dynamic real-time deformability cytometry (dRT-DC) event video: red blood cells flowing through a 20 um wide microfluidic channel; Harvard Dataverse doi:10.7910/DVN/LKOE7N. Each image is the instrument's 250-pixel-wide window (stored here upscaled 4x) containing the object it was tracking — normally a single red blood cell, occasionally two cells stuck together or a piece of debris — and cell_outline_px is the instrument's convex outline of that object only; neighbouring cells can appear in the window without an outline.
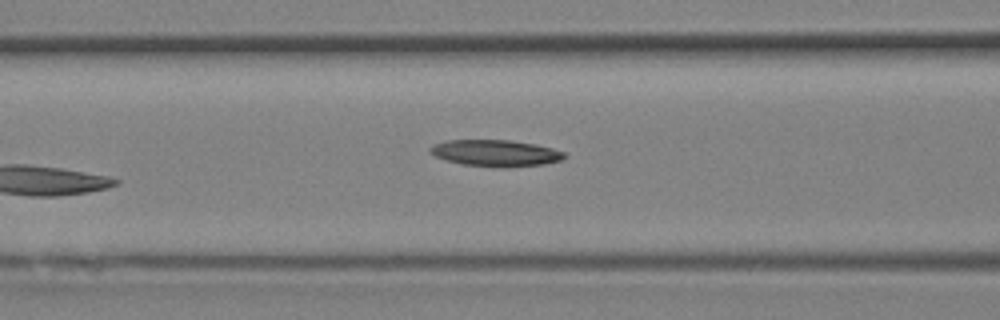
{"species": "Egyptian fruit bat (a non-hibernating species)", "species_latin": "Rousettus aegyptiacus", "temperature_condition": "room temperature", "stored_images_in_passage": 11, "camera_frame_rate_fps": 3000, "um_per_image_px": 0.085, "animal": {"sex": "female"}, "frame": {"image": 1, "passage_image": 11, "time_ms": 3.333, "image_size_px": [1000, 320], "cell_outline_px": [[568, 156], [564, 160], [544, 164], [504, 168], [496, 168], [460, 164], [436, 156], [428, 152], [428, 148], [432, 144], [444, 140], [512, 140], [536, 144], [552, 148], [564, 152]], "centroid_in_image_um": [42.13, 13.02], "position_along_channel_um": 124.5, "area_um2": 21.21}}